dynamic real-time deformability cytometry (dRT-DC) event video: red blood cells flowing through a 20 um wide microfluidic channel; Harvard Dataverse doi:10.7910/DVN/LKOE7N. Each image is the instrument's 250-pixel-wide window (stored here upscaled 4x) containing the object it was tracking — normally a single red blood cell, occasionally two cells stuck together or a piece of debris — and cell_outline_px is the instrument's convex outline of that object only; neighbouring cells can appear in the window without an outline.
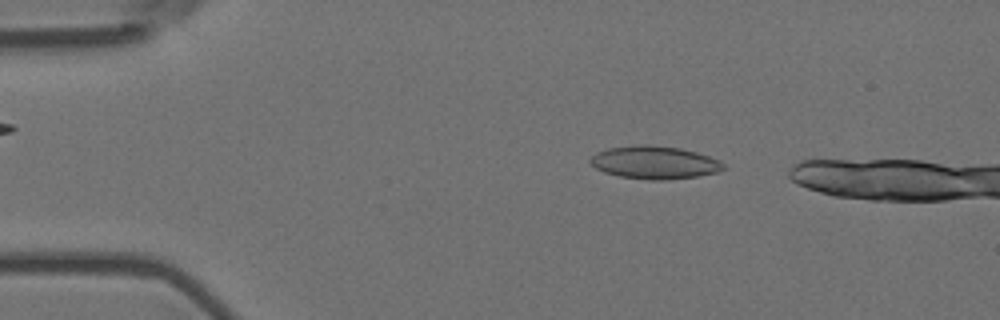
{"species": "Egyptian fruit bat (a non-hibernating species)", "species_latin": "Rousettus aegyptiacus", "temperature_condition": "room temperature", "stored_images_in_passage": 3, "camera_frame_rate_fps": 3000, "um_per_image_px": 0.085, "animal": {"sex": "female"}, "frame": {"image": 1, "passage_image": 1, "time_ms": 0.0, "image_size_px": [1000, 320], "cell_outline_px": [[724, 168], [720, 172], [696, 176], [668, 180], [652, 180], [620, 176], [604, 172], [596, 168], [588, 160], [596, 152], [608, 148], [640, 144], [648, 144], [680, 148], [696, 152], [720, 160], [724, 164]], "centroid_in_image_um": [55.64, 13.8], "position_along_channel_um": 29.4, "area_um2": 25.55}}